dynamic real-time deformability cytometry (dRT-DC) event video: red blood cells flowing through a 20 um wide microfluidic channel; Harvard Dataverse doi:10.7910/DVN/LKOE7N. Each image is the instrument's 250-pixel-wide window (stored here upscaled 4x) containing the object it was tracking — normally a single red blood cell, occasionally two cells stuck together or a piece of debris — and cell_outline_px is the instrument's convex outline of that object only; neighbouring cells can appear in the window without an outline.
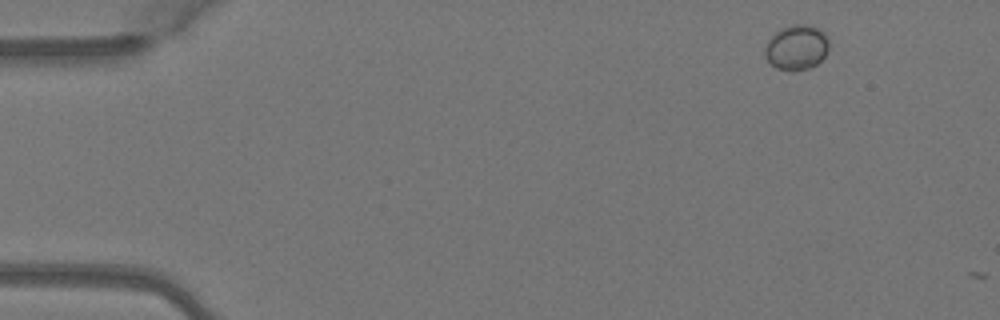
{"species": "Egyptian fruit bat (a non-hibernating species)", "species_latin": "Rousettus aegyptiacus", "temperature_condition": "warm", "stored_images_in_passage": 3, "camera_frame_rate_fps": 3000, "um_per_image_px": 0.085, "animal": {"sex": "female"}, "frame": {"image": 1, "passage_image": 1, "time_ms": 0.0, "image_size_px": [1000, 320], "cell_outline_px": [[828, 48], [824, 56], [812, 68], [796, 72], [788, 72], [776, 68], [764, 56], [764, 48], [768, 40], [776, 32], [792, 24], [808, 24], [824, 32], [828, 36]], "centroid_in_image_um": [67.7, 4.06], "position_along_channel_um": 17.3, "area_um2": 16.99}}